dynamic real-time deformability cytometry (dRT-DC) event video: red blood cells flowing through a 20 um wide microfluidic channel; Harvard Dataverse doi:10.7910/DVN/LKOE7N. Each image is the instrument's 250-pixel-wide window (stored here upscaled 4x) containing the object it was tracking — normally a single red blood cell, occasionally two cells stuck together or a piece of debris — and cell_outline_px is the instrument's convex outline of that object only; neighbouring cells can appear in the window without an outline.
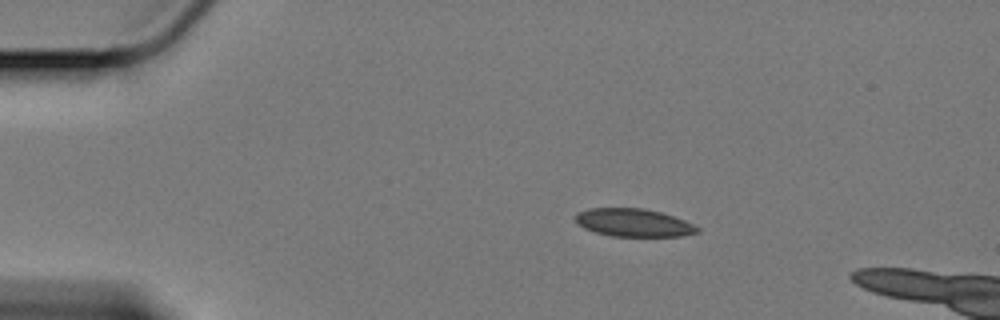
{"species": "Egyptian fruit bat (a non-hibernating species)", "species_latin": "Rousettus aegyptiacus", "temperature_condition": "cold", "stored_images_in_passage": 7, "camera_frame_rate_fps": 3000, "um_per_image_px": 0.085, "animal": {"sex": "female"}, "frame": {"image": 1, "passage_image": 1, "time_ms": 0.0, "image_size_px": [1000, 320], "cell_outline_px": [[700, 232], [680, 236], [612, 236], [596, 232], [584, 228], [576, 220], [576, 216], [580, 212], [588, 208], [644, 208], [660, 212], [684, 220], [700, 228]], "centroid_in_image_um": [53.88, 18.93], "position_along_channel_um": 31.1, "area_um2": 19.59}}